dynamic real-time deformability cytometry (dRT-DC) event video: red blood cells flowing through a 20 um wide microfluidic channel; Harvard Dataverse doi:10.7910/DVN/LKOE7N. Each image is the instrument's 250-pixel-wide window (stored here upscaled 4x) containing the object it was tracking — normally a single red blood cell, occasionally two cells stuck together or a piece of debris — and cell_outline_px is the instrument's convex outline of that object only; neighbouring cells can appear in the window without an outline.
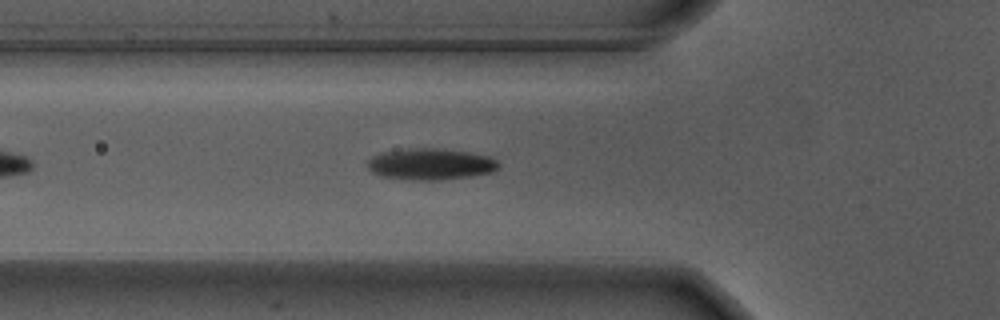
{"species": "Egyptian fruit bat (a non-hibernating species)", "species_latin": "Rousettus aegyptiacus", "temperature_condition": "warm", "stored_images_in_passage": 30, "camera_frame_rate_fps": 3000, "um_per_image_px": 0.085, "animal": {"sex": "male"}, "frame": {"image": 1, "passage_image": 9, "time_ms": 2.667, "image_size_px": [1000, 320], "cell_outline_px": [[500, 164], [492, 172], [472, 176], [440, 180], [408, 180], [380, 176], [372, 172], [368, 168], [368, 160], [372, 156], [384, 152], [412, 148], [436, 148], [468, 152], [492, 156]], "centroid_in_image_um": [36.61, 13.96], "position_along_channel_um": 89.2, "area_um2": 24.04}}
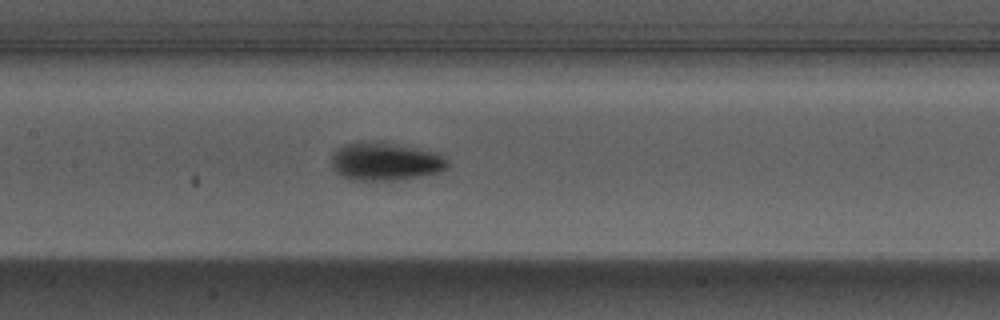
{"frame": {"image": 2, "passage_image": 16, "time_ms": 5.0, "image_size_px": [1000, 320], "cell_outline_px": [[448, 168], [440, 172], [396, 180], [352, 180], [340, 176], [332, 168], [328, 160], [336, 148], [344, 144], [360, 140], [384, 140], [440, 152], [448, 160]], "centroid_in_image_um": [32.72, 13.67], "position_along_channel_um": 174.7, "area_um2": 26.99}}
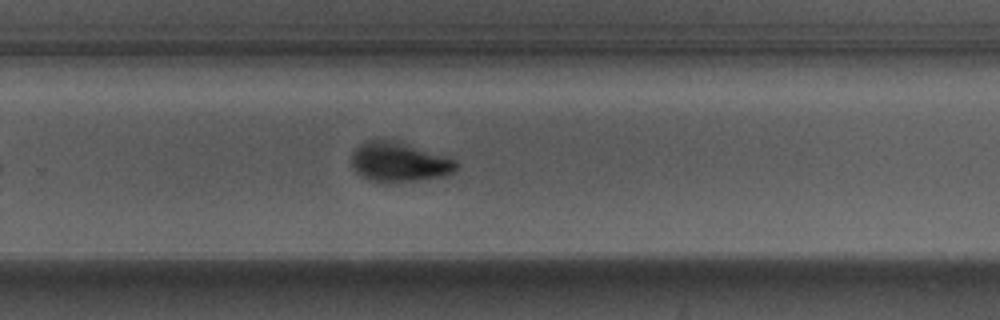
{"frame": {"image": 3, "passage_image": 26, "time_ms": 8.333, "image_size_px": [1000, 320], "cell_outline_px": [[456, 172], [448, 176], [388, 184], [384, 184], [368, 180], [356, 172], [352, 164], [352, 152], [364, 140], [384, 140], [404, 144], [448, 156], [456, 160]], "centroid_in_image_um": [33.93, 13.82], "position_along_channel_um": 295.9, "area_um2": 24.33}}